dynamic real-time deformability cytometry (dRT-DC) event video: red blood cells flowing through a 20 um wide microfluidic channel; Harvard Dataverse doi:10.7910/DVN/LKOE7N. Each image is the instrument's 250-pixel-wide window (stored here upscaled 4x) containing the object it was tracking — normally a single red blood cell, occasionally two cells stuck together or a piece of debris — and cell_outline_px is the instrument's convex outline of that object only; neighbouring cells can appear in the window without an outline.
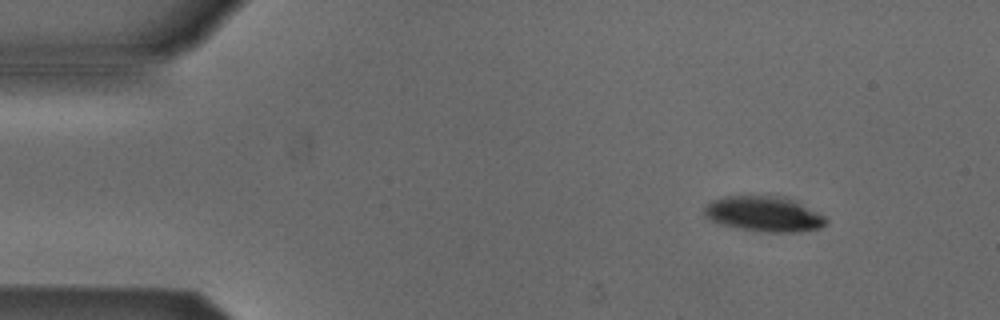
{"species": "Egyptian fruit bat (a non-hibernating species)", "species_latin": "Rousettus aegyptiacus", "temperature_condition": "cold", "stored_images_in_passage": 5, "camera_frame_rate_fps": 3000, "um_per_image_px": 0.085, "animal": {"sex": "male"}, "frame": {"image": 1, "passage_image": 1, "time_ms": 0.0, "image_size_px": [1000, 320], "cell_outline_px": [[828, 224], [820, 228], [796, 232], [760, 232], [736, 228], [712, 220], [704, 216], [704, 208], [712, 200], [724, 196], [784, 196], [824, 216], [828, 220]], "centroid_in_image_um": [64.93, 18.2], "position_along_channel_um": 20.1, "area_um2": 24.85}}
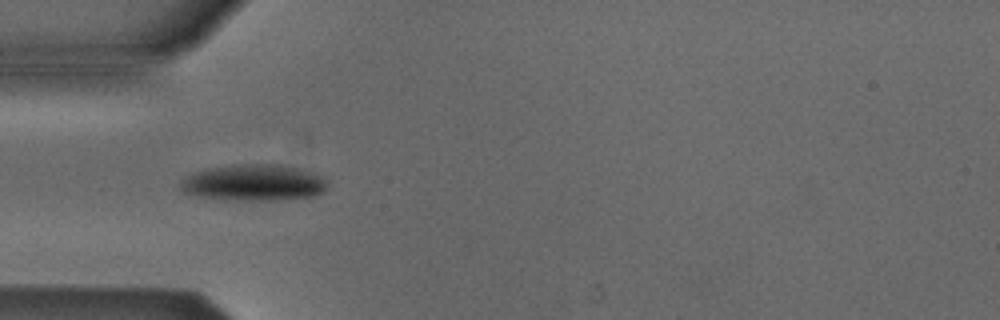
{"frame": {"image": 2, "passage_image": 3, "time_ms": 3.333, "image_size_px": [1000, 320], "cell_outline_px": [[328, 184], [324, 192], [312, 196], [276, 200], [224, 200], [200, 196], [184, 192], [180, 188], [180, 180], [184, 176], [208, 168], [232, 164], [280, 164], [300, 168], [324, 176], [328, 180]], "centroid_in_image_um": [21.59, 15.52], "position_along_channel_um": 63.4, "area_um2": 31.56}}
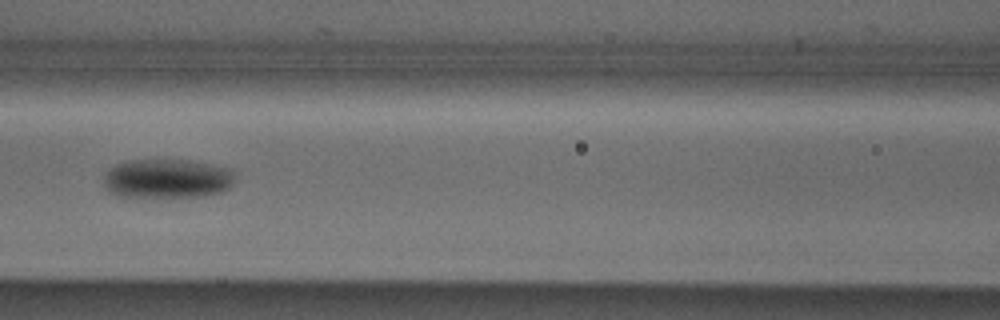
{"frame": {"image": 3, "passage_image": 5, "time_ms": 5.667, "image_size_px": [1000, 320], "cell_outline_px": [[236, 180], [224, 192], [204, 196], [116, 196], [108, 192], [104, 184], [104, 176], [116, 164], [132, 160], [192, 160], [232, 168], [236, 176]], "centroid_in_image_um": [14.28, 15.17], "position_along_channel_um": 152.3, "area_um2": 30.23}}